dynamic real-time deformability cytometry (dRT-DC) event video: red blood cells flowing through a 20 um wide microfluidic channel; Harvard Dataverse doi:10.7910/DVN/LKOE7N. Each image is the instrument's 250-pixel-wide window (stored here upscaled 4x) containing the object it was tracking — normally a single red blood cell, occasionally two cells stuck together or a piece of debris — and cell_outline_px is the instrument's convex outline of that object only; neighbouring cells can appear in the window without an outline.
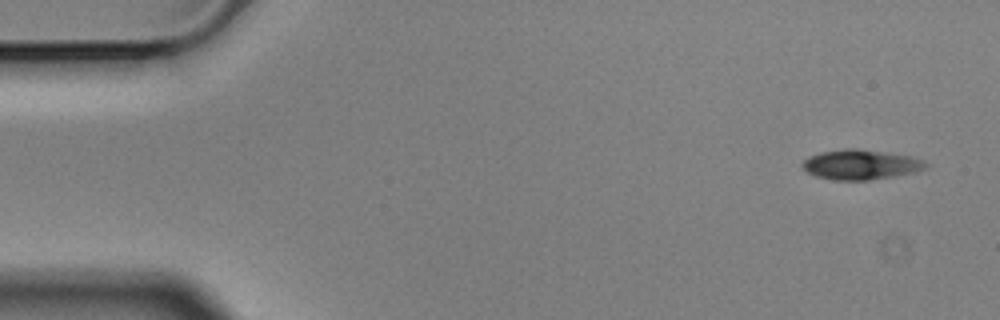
{"species": "Egyptian fruit bat (a non-hibernating species)", "species_latin": "Rousettus aegyptiacus", "temperature_condition": "cold", "stored_images_in_passage": 5, "segment_of_instrument_passage": [1, 2], "camera_frame_rate_fps": 3000, "um_per_image_px": 0.085, "animal": {"sex": "male"}, "frame": {"image": 1, "passage_image": 1, "time_ms": 0.0, "image_size_px": [1000, 320], "cell_outline_px": [[928, 164], [924, 168], [916, 172], [868, 180], [832, 180], [816, 176], [808, 172], [800, 164], [808, 156], [820, 152], [844, 148], [856, 148], [912, 156], [924, 160]], "centroid_in_image_um": [73.14, 13.98], "position_along_channel_um": 11.9, "area_um2": 21.5}}
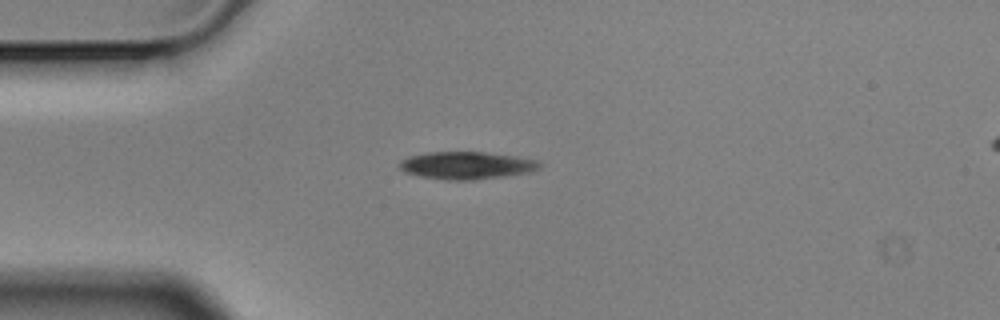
{"frame": {"image": 2, "passage_image": 4, "time_ms": 1.0, "image_size_px": [1000, 320], "cell_outline_px": [[544, 164], [540, 168], [532, 172], [508, 176], [472, 180], [448, 180], [420, 176], [404, 172], [400, 168], [400, 160], [408, 156], [428, 152], [484, 152], [516, 156], [540, 160]], "centroid_in_image_um": [39.73, 14.06], "position_along_channel_um": 45.3, "area_um2": 22.77}}